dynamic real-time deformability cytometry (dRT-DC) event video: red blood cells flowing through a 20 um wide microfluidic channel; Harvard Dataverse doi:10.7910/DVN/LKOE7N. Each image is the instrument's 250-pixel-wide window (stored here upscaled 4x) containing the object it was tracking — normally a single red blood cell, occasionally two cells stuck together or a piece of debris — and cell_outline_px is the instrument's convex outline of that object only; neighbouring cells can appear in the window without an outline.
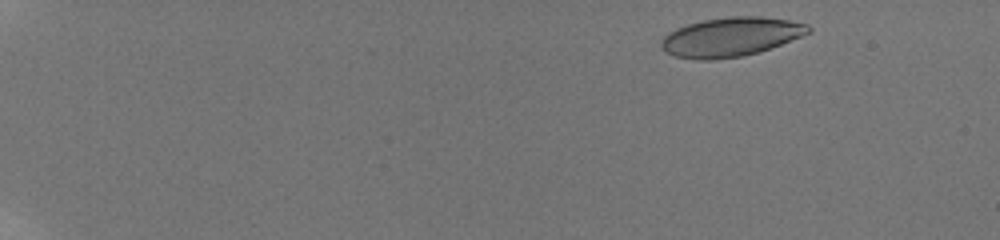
{"species": "human", "species_latin": "Homo sapiens", "temperature_condition": "room temperature", "stored_images_in_passage": 20, "camera_frame_rate_fps": 3000, "um_per_image_px": 0.085, "donor": {"sex": "male"}, "frame": {"image": 1, "passage_image": 4, "time_ms": 1.0, "image_size_px": [1000, 240], "cell_outline_px": [[812, 32], [780, 44], [756, 52], [740, 56], [716, 60], [700, 60], [676, 56], [664, 52], [660, 48], [660, 40], [668, 32], [676, 28], [688, 24], [704, 20], [732, 16], [760, 16], [788, 20], [808, 24], [812, 28]], "centroid_in_image_um": [62.08, 3.13], "position_along_channel_um": 22.9, "area_um2": 33.47}}
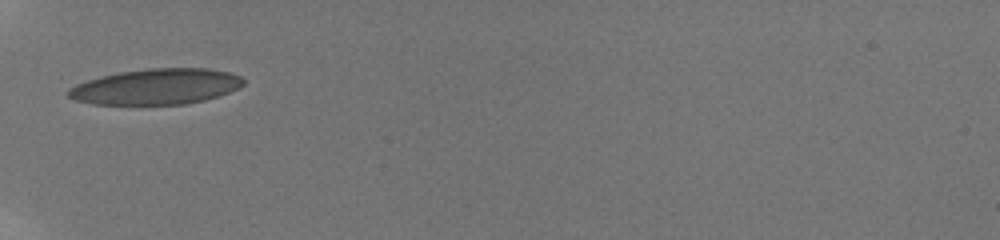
{"frame": {"image": 2, "passage_image": 16, "time_ms": 6.333, "image_size_px": [1000, 240], "cell_outline_px": [[244, 84], [240, 88], [204, 100], [184, 104], [92, 104], [76, 100], [68, 96], [64, 92], [68, 88], [76, 84], [88, 80], [120, 72], [148, 68], [208, 68], [228, 72], [240, 76], [244, 80]], "centroid_in_image_um": [13.27, 7.36], "position_along_channel_um": 71.7, "area_um2": 36.3}}
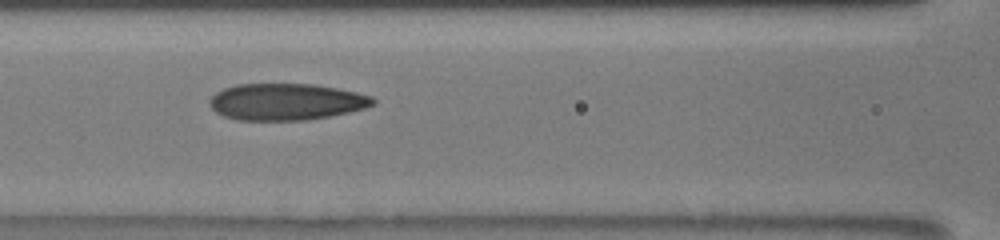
{"frame": {"image": 3, "passage_image": 18, "time_ms": 8.333, "image_size_px": [1000, 240], "cell_outline_px": [[376, 104], [364, 108], [348, 112], [308, 120], [236, 120], [224, 116], [216, 112], [212, 108], [208, 100], [216, 92], [224, 88], [236, 84], [312, 84], [336, 88], [356, 92], [372, 96], [376, 100]], "centroid_in_image_um": [24.31, 8.65], "position_along_channel_um": 142.3, "area_um2": 34.91}}